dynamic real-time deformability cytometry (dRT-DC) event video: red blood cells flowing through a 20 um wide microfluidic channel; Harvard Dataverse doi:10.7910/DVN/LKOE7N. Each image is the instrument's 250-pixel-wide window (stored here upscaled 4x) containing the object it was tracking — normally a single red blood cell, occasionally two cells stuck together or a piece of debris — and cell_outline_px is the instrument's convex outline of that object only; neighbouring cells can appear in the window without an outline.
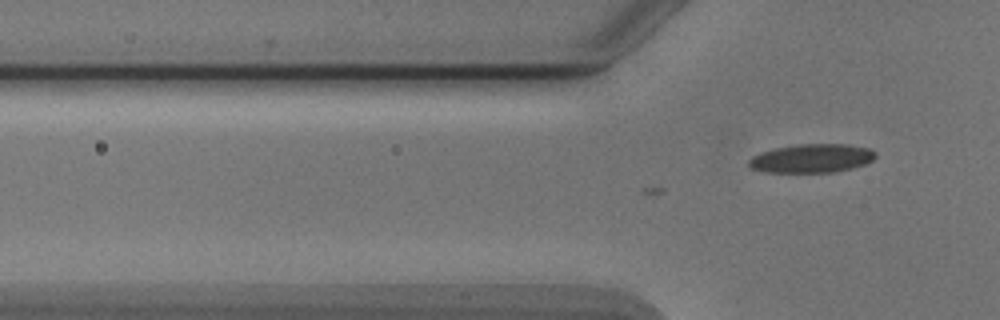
{"species": "Egyptian fruit bat (a non-hibernating species)", "species_latin": "Rousettus aegyptiacus", "temperature_condition": "cold", "stored_images_in_passage": 8, "camera_frame_rate_fps": 3000, "um_per_image_px": 0.085, "animal": {"sex": "male"}, "frame": {"image": 1, "passage_image": 8, "time_ms": 2.333, "image_size_px": [1000, 320], "cell_outline_px": [[876, 156], [872, 160], [864, 164], [852, 168], [836, 172], [764, 172], [752, 168], [748, 164], [748, 160], [752, 156], [776, 148], [800, 144], [844, 144], [868, 148], [876, 152]], "centroid_in_image_um": [69.01, 13.46], "position_along_channel_um": 56.8, "area_um2": 20.98}}